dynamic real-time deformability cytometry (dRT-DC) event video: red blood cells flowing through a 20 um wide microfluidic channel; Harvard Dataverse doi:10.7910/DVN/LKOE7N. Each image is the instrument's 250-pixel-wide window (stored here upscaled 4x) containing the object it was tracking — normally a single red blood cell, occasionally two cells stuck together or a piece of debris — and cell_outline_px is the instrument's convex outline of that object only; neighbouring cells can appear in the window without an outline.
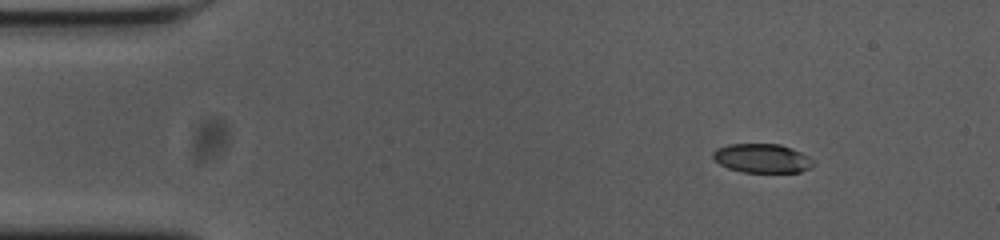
{"species": "common noctule bat (a hibernating species)", "species_latin": "Nyctalus noctula", "temperature_condition": "cold", "stored_images_in_passage": 50, "camera_frame_rate_fps": 3000, "um_per_image_px": 0.085, "animal": {"sex": "female", "body_mass_g": 23.0, "forearm_length_mm": 53.4}, "frame": {"image": 1, "passage_image": 6, "time_ms": 1.667, "image_size_px": [1000, 240], "cell_outline_px": [[812, 164], [808, 168], [800, 172], [744, 172], [728, 168], [720, 164], [712, 156], [712, 152], [716, 148], [728, 144], [780, 144], [792, 148], [808, 156], [812, 160]], "centroid_in_image_um": [64.74, 13.44], "position_along_channel_um": 20.3, "area_um2": 16.82}}
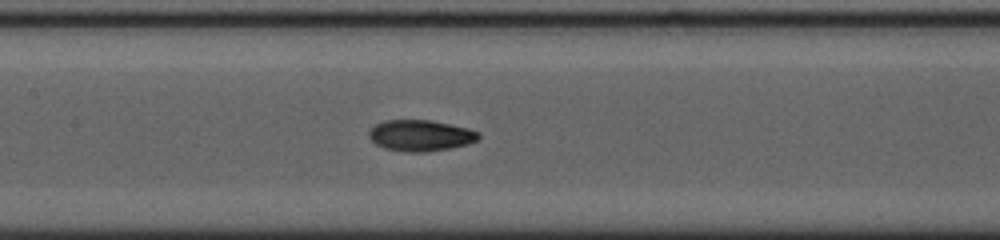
{"frame": {"image": 2, "passage_image": 25, "time_ms": 8.0, "image_size_px": [1000, 240], "cell_outline_px": [[480, 136], [476, 140], [468, 144], [428, 152], [408, 152], [384, 148], [376, 144], [368, 136], [368, 132], [376, 124], [384, 120], [432, 120], [468, 128], [480, 132]], "centroid_in_image_um": [35.74, 11.51], "position_along_channel_um": 171.7, "area_um2": 19.88}}
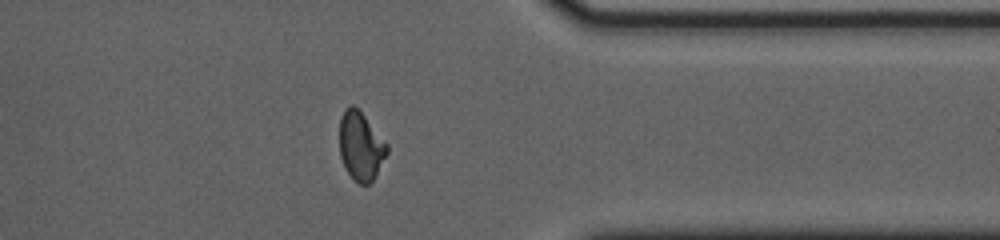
{"frame": {"image": 3, "passage_image": 43, "time_ms": 14.0, "image_size_px": [1000, 240], "cell_outline_px": [[388, 152], [372, 180], [368, 184], [360, 184], [348, 172], [340, 156], [340, 116], [352, 104], [364, 116], [388, 144]], "centroid_in_image_um": [30.67, 12.41], "position_along_channel_um": 380.7, "area_um2": 18.38}}